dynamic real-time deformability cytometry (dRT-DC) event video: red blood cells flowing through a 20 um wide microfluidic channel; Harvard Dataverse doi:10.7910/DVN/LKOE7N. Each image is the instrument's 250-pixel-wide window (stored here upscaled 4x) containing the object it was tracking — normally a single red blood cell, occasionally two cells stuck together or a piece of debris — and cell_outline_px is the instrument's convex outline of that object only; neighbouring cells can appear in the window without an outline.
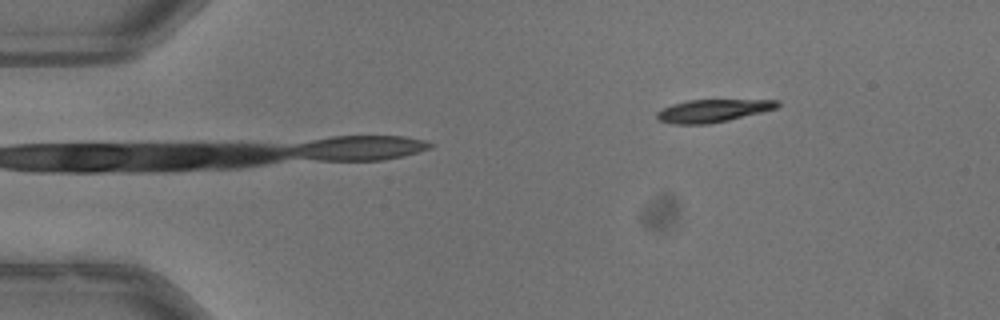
{"species": "common noctule bat (a hibernating species)", "species_latin": "Nyctalus noctula", "temperature_condition": "warm", "stored_images_in_passage": 33, "camera_frame_rate_fps": 3000, "um_per_image_px": 0.085, "animal": {"sex": "male", "body_mass_g": 13.3}, "frame": {"image": 1, "passage_image": 1, "time_ms": 0.0, "image_size_px": [1000, 320], "cell_outline_px": [[780, 104], [776, 108], [728, 120], [708, 124], [672, 124], [656, 120], [656, 112], [672, 104], [688, 100], [780, 100]], "centroid_in_image_um": [60.53, 9.41], "position_along_channel_um": 24.5, "area_um2": 15.84}}
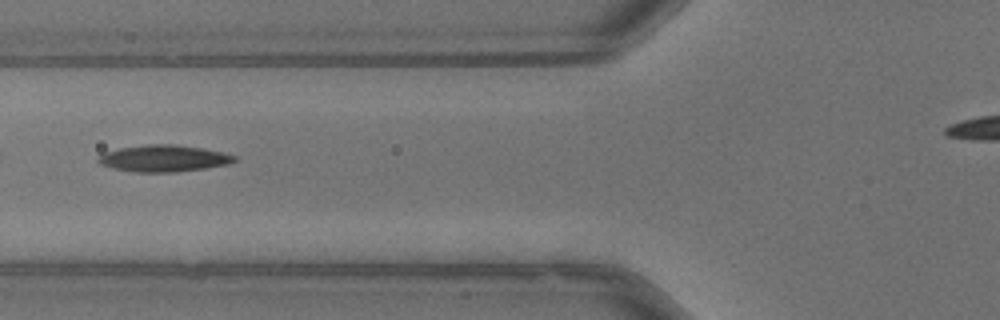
{"frame": {"image": 2, "passage_image": 6, "time_ms": 1.667, "image_size_px": [1000, 320], "cell_outline_px": [[236, 160], [228, 164], [204, 168], [176, 172], [136, 172], [112, 168], [100, 164], [96, 160], [104, 152], [120, 148], [148, 144], [176, 144], [224, 152], [236, 156]], "centroid_in_image_um": [13.9, 13.46], "position_along_channel_um": 111.9, "area_um2": 21.1}, "authors_computed_cell_mechanics": {"area_um2": 20.6346, "velocity_mm_per_s": 3.9628, "shape_relaxation_time_tau1_ms": null, "shape_relaxation_time_tau2_ms": 5.1338, "deformation_change_tau1": null, "deformation_change_tau2": 0.1699}}